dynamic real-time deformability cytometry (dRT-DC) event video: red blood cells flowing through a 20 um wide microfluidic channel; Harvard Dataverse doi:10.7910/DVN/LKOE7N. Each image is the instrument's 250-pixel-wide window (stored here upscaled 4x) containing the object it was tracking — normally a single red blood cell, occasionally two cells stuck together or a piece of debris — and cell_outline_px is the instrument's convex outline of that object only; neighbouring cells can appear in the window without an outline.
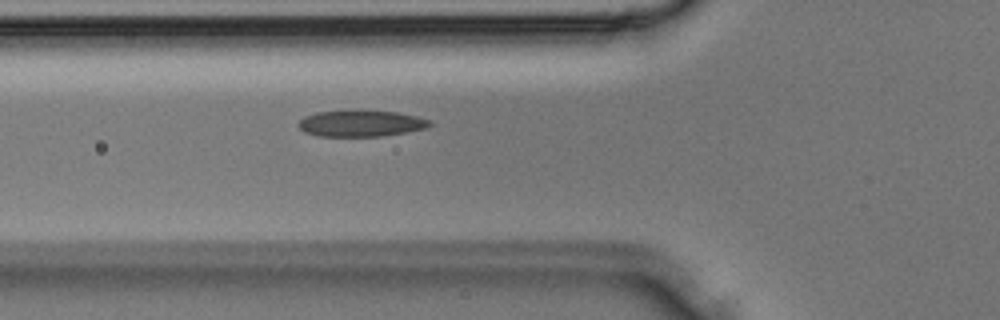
{"species": "Egyptian fruit bat (a non-hibernating species)", "species_latin": "Rousettus aegyptiacus", "temperature_condition": "room temperature", "stored_images_in_passage": 26, "camera_frame_rate_fps": 3000, "um_per_image_px": 0.085, "animal": {"sex": "male"}, "frame": {"image": 1, "passage_image": 3, "time_ms": 0.667, "image_size_px": [1000, 320], "cell_outline_px": [[432, 124], [424, 128], [404, 132], [380, 136], [316, 136], [304, 132], [296, 124], [304, 116], [316, 112], [396, 112], [416, 116], [432, 120]], "centroid_in_image_um": [30.64, 10.51], "position_along_channel_um": 95.2, "area_um2": 19.54}}
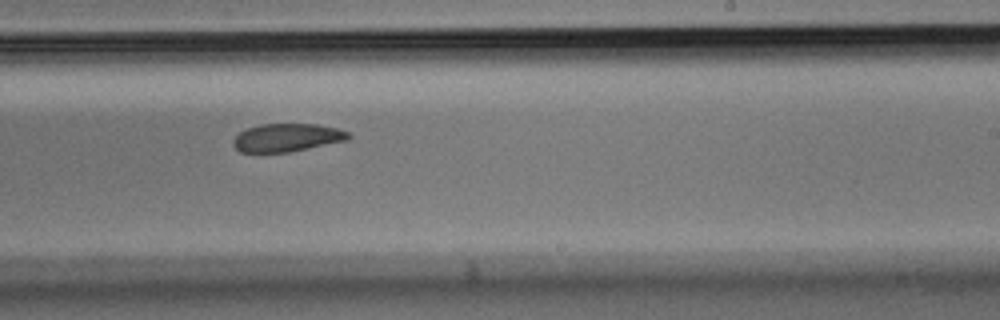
{"frame": {"image": 2, "passage_image": 12, "time_ms": 3.667, "image_size_px": [1000, 320], "cell_outline_px": [[352, 136], [348, 140], [288, 152], [240, 152], [232, 144], [232, 140], [240, 132], [248, 128], [260, 124], [320, 124], [336, 128], [348, 132]], "centroid_in_image_um": [24.4, 11.69], "position_along_channel_um": 264.6, "area_um2": 18.79}}
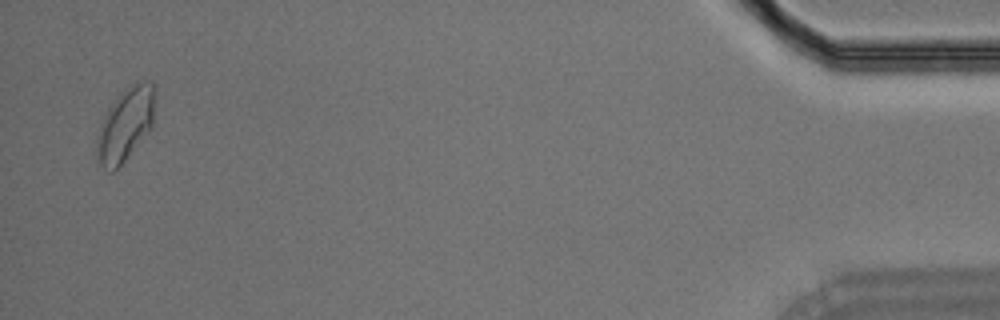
{"frame": {"image": 3, "passage_image": 25, "time_ms": 8.0, "image_size_px": [1000, 320], "cell_outline_px": [[156, 84], [152, 128], [124, 160], [112, 172], [108, 172], [100, 164], [96, 156], [96, 140], [100, 124], [108, 108], [132, 84], [140, 80], [144, 80]], "centroid_in_image_um": [10.67, 10.57], "position_along_channel_um": 424.5, "area_um2": 24.57}}